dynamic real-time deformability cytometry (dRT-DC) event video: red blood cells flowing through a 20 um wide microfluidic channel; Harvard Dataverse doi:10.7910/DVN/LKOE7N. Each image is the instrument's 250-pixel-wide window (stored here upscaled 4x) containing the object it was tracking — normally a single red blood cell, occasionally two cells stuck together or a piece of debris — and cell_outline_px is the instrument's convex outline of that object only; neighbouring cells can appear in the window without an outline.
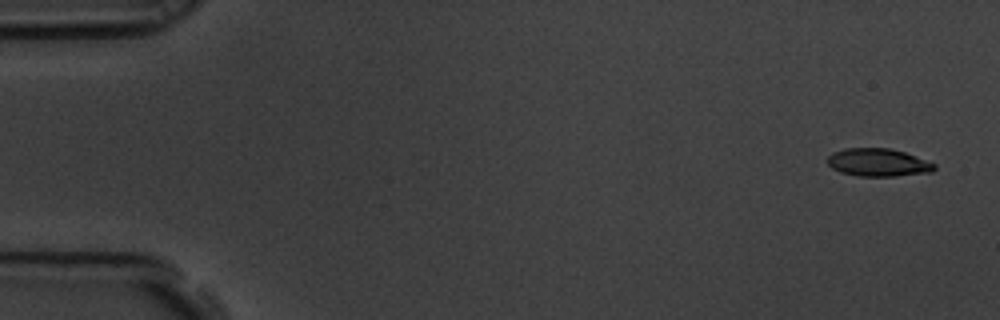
{"species": "common noctule bat (a hibernating species)", "species_latin": "Nyctalus noctula", "temperature_condition": "room temperature", "stored_images_in_passage": 6, "camera_frame_rate_fps": 3000, "um_per_image_px": 0.085, "animal": {"sex": "male", "body_mass_g": 19.5, "forearm_length_mm": 54.6}, "frame": {"image": 1, "passage_image": 1, "time_ms": 0.0, "image_size_px": [1000, 320], "cell_outline_px": [[936, 168], [932, 172], [896, 176], [856, 176], [840, 172], [832, 168], [828, 164], [828, 156], [832, 152], [844, 148], [888, 148], [904, 152], [936, 164]], "centroid_in_image_um": [74.62, 13.81], "position_along_channel_um": 10.4, "area_um2": 17.4}}